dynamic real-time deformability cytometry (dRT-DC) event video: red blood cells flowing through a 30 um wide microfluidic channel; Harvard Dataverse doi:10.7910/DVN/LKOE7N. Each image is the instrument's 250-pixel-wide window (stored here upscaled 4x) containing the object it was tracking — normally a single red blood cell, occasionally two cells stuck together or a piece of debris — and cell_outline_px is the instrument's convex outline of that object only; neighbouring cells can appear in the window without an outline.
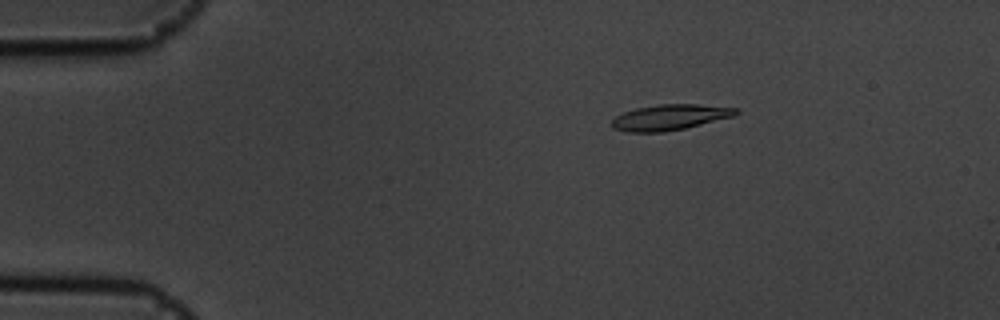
{"species": "common noctule bat (a hibernating species)", "species_latin": "Nyctalus noctula", "temperature_condition": "cold", "stored_images_in_passage": 53, "camera_frame_rate_fps": 3000, "um_per_image_px": 0.085, "animal": {"sex": "male", "body_mass_g": 19.5, "forearm_length_mm": 54.6}, "frame": {"image": 1, "passage_image": 8, "time_ms": 2.333, "image_size_px": [1000, 320], "cell_outline_px": [[740, 112], [736, 116], [684, 128], [664, 132], [628, 132], [612, 128], [612, 120], [616, 116], [624, 112], [636, 108], [660, 104], [696, 104], [740, 108]], "centroid_in_image_um": [56.98, 9.96], "position_along_channel_um": 28.0, "area_um2": 18.61}}
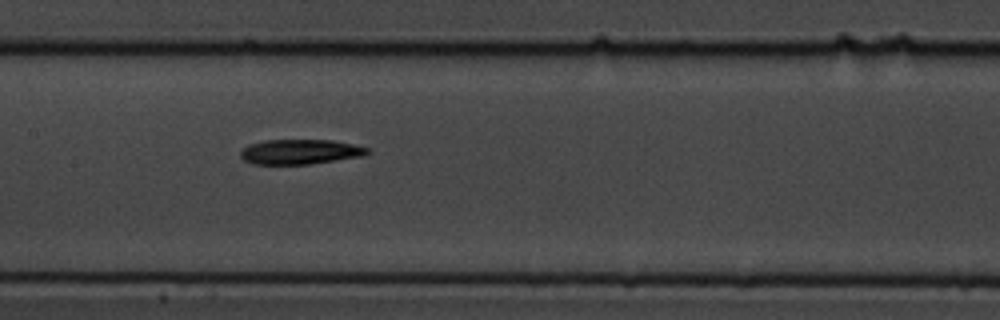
{"frame": {"image": 2, "passage_image": 26, "time_ms": 8.333, "image_size_px": [1000, 320], "cell_outline_px": [[368, 152], [364, 156], [312, 164], [252, 164], [244, 160], [240, 156], [240, 152], [248, 144], [264, 140], [332, 140], [352, 144], [368, 148]], "centroid_in_image_um": [25.49, 12.9], "position_along_channel_um": 181.9, "area_um2": 18.44}}
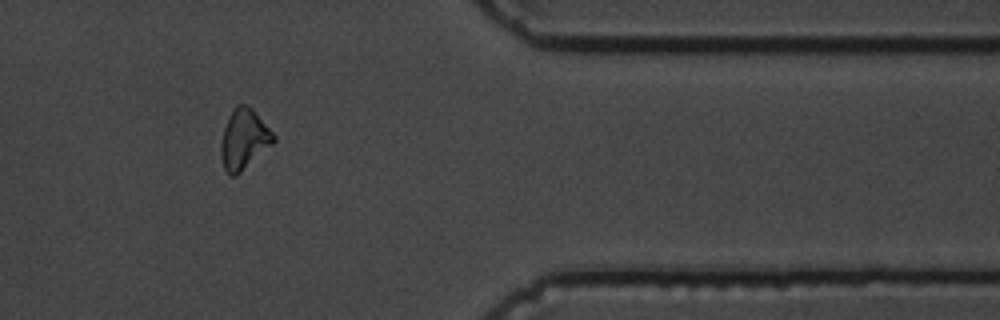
{"frame": {"image": 3, "passage_image": 45, "time_ms": 14.667, "image_size_px": [1000, 320], "cell_outline_px": [[276, 140], [272, 144], [240, 172], [232, 176], [228, 176], [224, 168], [220, 152], [220, 144], [224, 128], [228, 116], [236, 104], [244, 104], [252, 108], [276, 136]], "centroid_in_image_um": [20.72, 11.82], "position_along_channel_um": 390.7, "area_um2": 18.26}}